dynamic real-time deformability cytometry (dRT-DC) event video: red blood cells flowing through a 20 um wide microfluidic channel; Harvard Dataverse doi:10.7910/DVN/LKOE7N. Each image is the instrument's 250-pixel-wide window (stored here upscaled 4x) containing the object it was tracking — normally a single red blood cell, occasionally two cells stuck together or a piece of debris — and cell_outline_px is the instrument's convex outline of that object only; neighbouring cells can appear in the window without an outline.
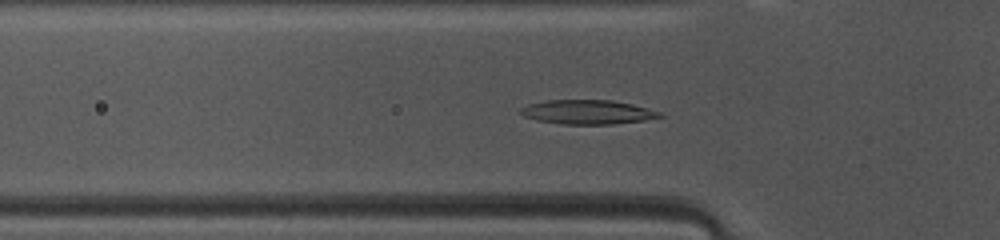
{"species": "common noctule bat (a hibernating species)", "species_latin": "Nyctalus noctula", "temperature_condition": "warm", "stored_images_in_passage": 35, "camera_frame_rate_fps": 3000, "um_per_image_px": 0.085, "animal": {"sex": "female", "body_mass_g": 10.0, "forearm_length_mm": 53.1}, "frame": {"image": 1, "passage_image": 6, "time_ms": 1.667, "image_size_px": [1000, 240], "cell_outline_px": [[664, 116], [644, 120], [612, 124], [560, 124], [536, 120], [524, 116], [520, 112], [520, 108], [528, 104], [548, 100], [612, 100], [632, 104], [648, 108], [660, 112]], "centroid_in_image_um": [49.93, 9.52], "position_along_channel_um": 75.9, "area_um2": 19.59}}
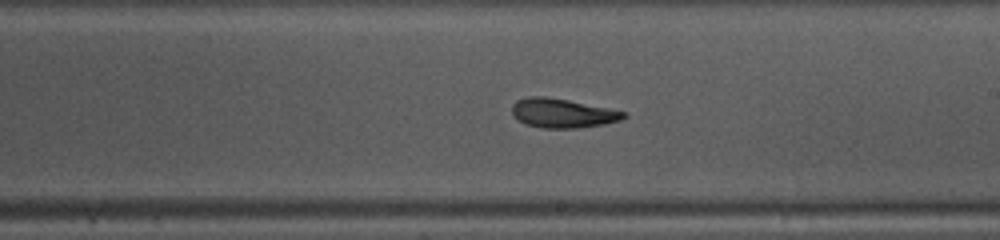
{"frame": {"image": 2, "passage_image": 18, "time_ms": 5.667, "image_size_px": [1000, 240], "cell_outline_px": [[628, 116], [620, 120], [604, 124], [580, 128], [540, 128], [524, 124], [512, 116], [512, 104], [516, 100], [528, 96], [544, 96], [568, 100], [628, 112]], "centroid_in_image_um": [47.79, 9.62], "position_along_channel_um": 241.2, "area_um2": 19.25}}
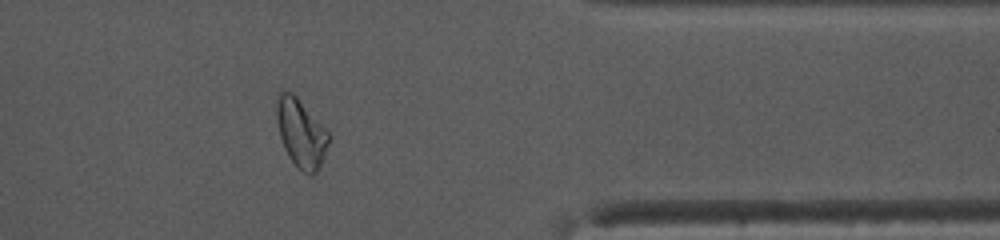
{"frame": {"image": 3, "passage_image": 30, "time_ms": 9.667, "image_size_px": [1000, 240], "cell_outline_px": [[328, 144], [320, 168], [316, 176], [308, 176], [288, 156], [284, 148], [280, 136], [276, 116], [276, 104], [280, 92], [284, 88], [292, 92], [296, 96], [328, 132]], "centroid_in_image_um": [25.57, 11.33], "position_along_channel_um": 385.8, "area_um2": 20.58}}